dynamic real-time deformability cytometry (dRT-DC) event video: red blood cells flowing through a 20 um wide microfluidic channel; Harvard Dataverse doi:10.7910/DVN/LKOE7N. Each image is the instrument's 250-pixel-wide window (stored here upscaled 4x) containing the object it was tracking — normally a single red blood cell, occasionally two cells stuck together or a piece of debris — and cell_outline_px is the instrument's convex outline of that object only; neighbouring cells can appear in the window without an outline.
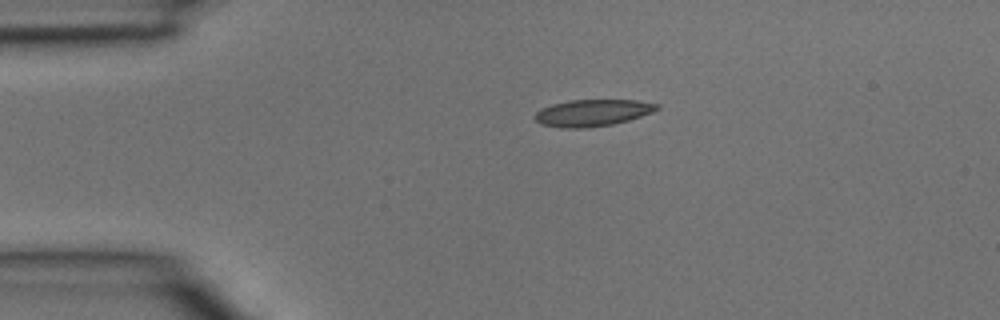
{"species": "common noctule bat (a hibernating species)", "species_latin": "Nyctalus noctula", "temperature_condition": "room temperature", "stored_images_in_passage": 33, "camera_frame_rate_fps": 3000, "um_per_image_px": 0.085, "animal": {"sex": "male", "body_mass_g": 15.6}, "frame": {"image": 1, "passage_image": 1, "time_ms": 0.0, "image_size_px": [1000, 320], "cell_outline_px": [[660, 108], [652, 112], [628, 120], [612, 124], [580, 128], [568, 128], [540, 124], [532, 116], [540, 108], [552, 104], [568, 100], [636, 100], [660, 104]], "centroid_in_image_um": [50.34, 9.57], "position_along_channel_um": 34.7, "area_um2": 18.96}}
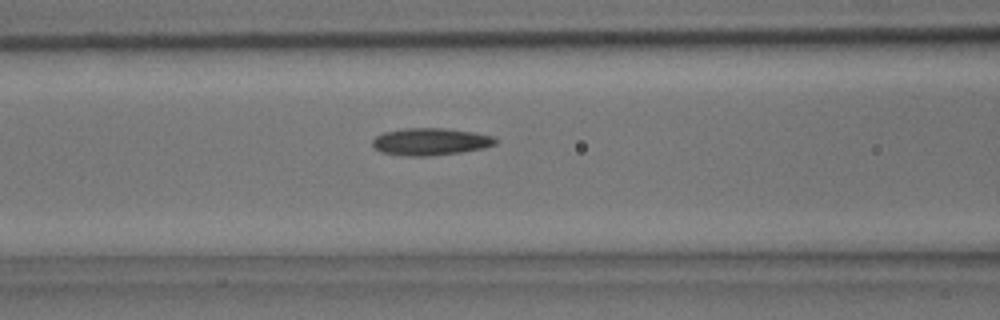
{"frame": {"image": 2, "passage_image": 9, "time_ms": 2.667, "image_size_px": [1000, 320], "cell_outline_px": [[500, 140], [496, 144], [484, 148], [460, 152], [428, 156], [404, 156], [380, 152], [372, 144], [372, 140], [376, 136], [384, 132], [404, 128], [444, 128], [472, 132], [492, 136]], "centroid_in_image_um": [36.59, 12.04], "position_along_channel_um": 130.0, "area_um2": 19.54}}
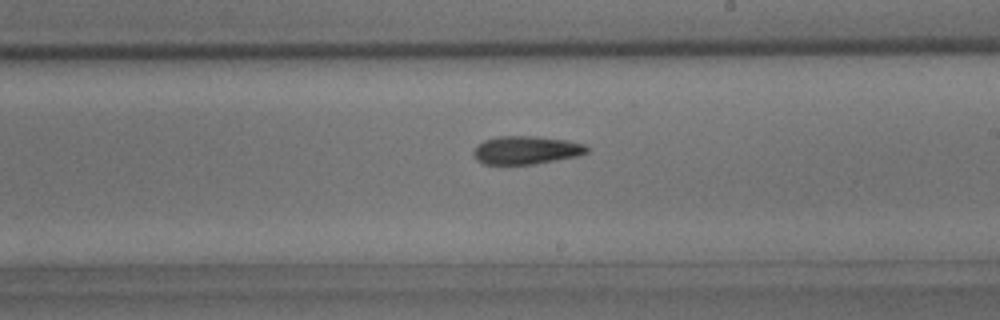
{"frame": {"image": 3, "passage_image": 16, "time_ms": 5.0, "image_size_px": [1000, 320], "cell_outline_px": [[588, 152], [580, 156], [532, 164], [484, 164], [476, 160], [472, 152], [476, 144], [484, 140], [496, 136], [536, 136], [568, 140], [584, 144], [588, 148]], "centroid_in_image_um": [44.7, 12.75], "position_along_channel_um": 244.3, "area_um2": 18.84}}